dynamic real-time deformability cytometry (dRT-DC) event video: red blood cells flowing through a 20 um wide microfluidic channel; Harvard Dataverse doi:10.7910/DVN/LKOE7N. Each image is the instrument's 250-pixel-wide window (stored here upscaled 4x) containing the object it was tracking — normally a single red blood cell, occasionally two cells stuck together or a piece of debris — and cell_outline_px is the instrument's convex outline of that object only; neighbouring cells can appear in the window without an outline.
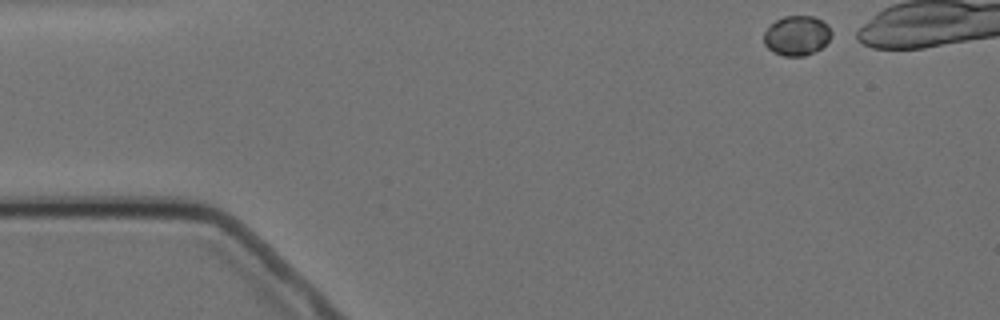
{"species": "Egyptian fruit bat (a non-hibernating species)", "species_latin": "Rousettus aegyptiacus", "temperature_condition": "cold", "stored_images_in_passage": 4, "camera_frame_rate_fps": 3000, "um_per_image_px": 0.085, "animal": {"sex": "female"}, "frame": {"image": 1, "passage_image": 1, "time_ms": 0.0, "image_size_px": [1000, 320], "cell_outline_px": [[832, 36], [820, 48], [804, 56], [784, 56], [772, 52], [764, 44], [764, 32], [776, 20], [784, 16], [816, 16], [828, 24], [832, 32]], "centroid_in_image_um": [67.74, 3.01], "position_along_channel_um": 17.3, "area_um2": 15.66}}